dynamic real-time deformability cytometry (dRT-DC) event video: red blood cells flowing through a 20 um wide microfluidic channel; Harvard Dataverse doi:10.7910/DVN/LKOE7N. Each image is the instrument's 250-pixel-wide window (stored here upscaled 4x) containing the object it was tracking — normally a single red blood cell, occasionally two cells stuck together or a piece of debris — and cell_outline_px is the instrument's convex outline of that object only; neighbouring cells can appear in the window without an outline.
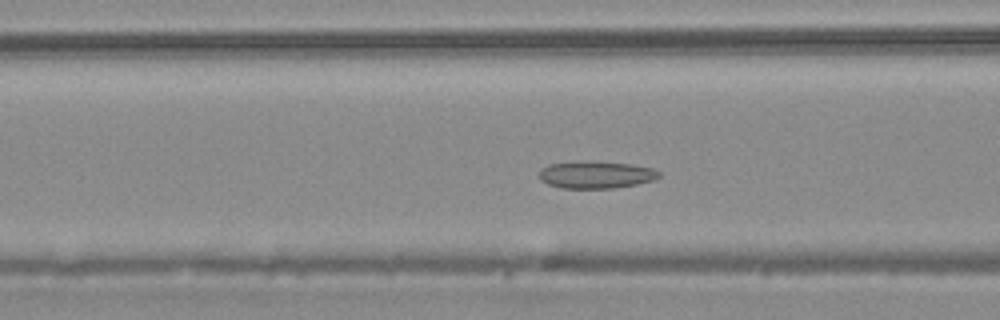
{"species": "common noctule bat (a hibernating species)", "species_latin": "Nyctalus noctula", "temperature_condition": "warm", "stored_images_in_passage": 50, "camera_frame_rate_fps": 3000, "um_per_image_px": 0.085, "animal": {"sex": "male", "body_mass_g": 20.4}, "frame": {"image": 1, "passage_image": 20, "time_ms": 6.333, "image_size_px": [1000, 320], "cell_outline_px": [[660, 176], [656, 180], [636, 184], [612, 188], [560, 188], [548, 184], [540, 180], [540, 168], [548, 164], [572, 160], [588, 160], [632, 164], [652, 168], [660, 172]], "centroid_in_image_um": [50.63, 14.83], "position_along_channel_um": 116.0, "area_um2": 19.48}}
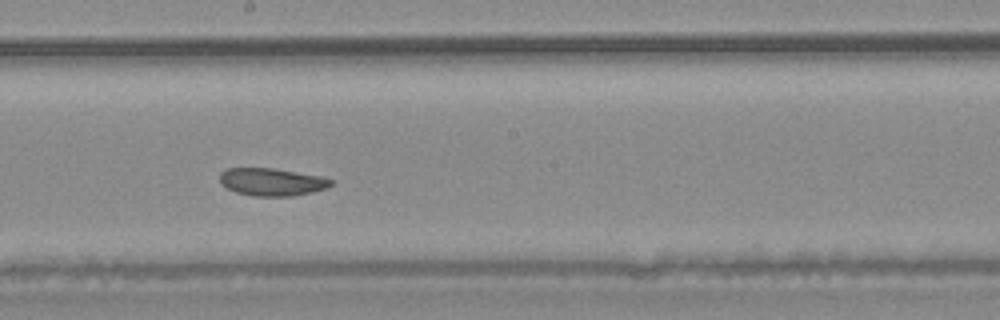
{"frame": {"image": 2, "passage_image": 28, "time_ms": 9.0, "image_size_px": [1000, 320], "cell_outline_px": [[332, 184], [328, 188], [312, 192], [292, 196], [252, 196], [236, 192], [220, 184], [220, 172], [228, 168], [272, 168], [320, 176], [332, 180]], "centroid_in_image_um": [23.09, 15.47], "position_along_channel_um": 225.1, "area_um2": 17.86}}
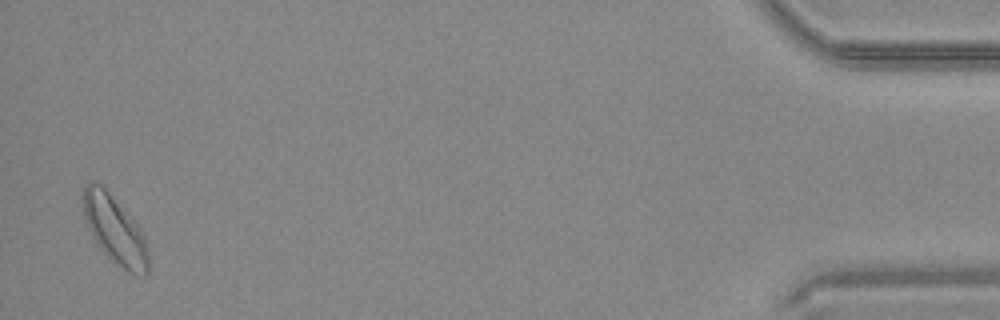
{"frame": {"image": 3, "passage_image": 49, "time_ms": 16.0, "image_size_px": [1000, 320], "cell_outline_px": [[148, 272], [144, 276], [128, 272], [116, 264], [100, 248], [92, 236], [88, 228], [84, 216], [84, 188], [92, 180], [100, 184], [108, 192], [140, 228], [144, 236], [148, 256]], "centroid_in_image_um": [9.76, 19.57], "position_along_channel_um": 425.4, "area_um2": 25.14}, "authors_computed_cell_mechanics": {"area_um2": 20.2589, "velocity_mm_per_s": 4.0948, "shape_relaxation_time_tau1_ms": null, "shape_relaxation_time_tau2_ms": 3.1774, "deformation_change_tau1": null, "deformation_change_tau2": 0.0915}}